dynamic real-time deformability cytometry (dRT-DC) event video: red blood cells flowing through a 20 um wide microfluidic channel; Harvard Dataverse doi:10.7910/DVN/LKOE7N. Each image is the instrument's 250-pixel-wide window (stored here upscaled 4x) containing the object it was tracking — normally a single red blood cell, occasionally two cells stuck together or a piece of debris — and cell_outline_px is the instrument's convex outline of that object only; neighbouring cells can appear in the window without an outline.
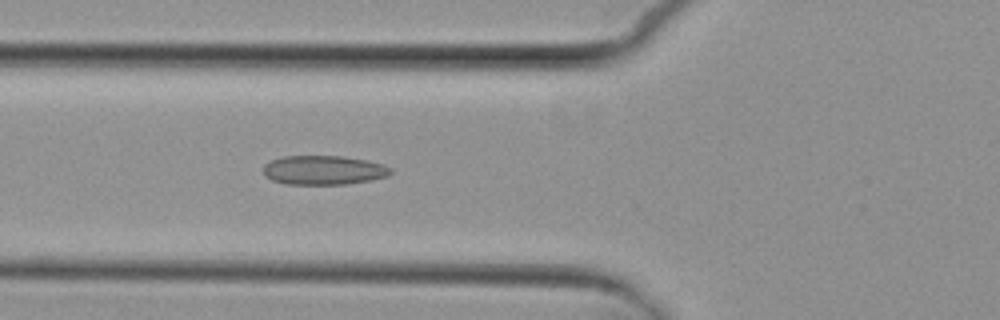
{"species": "common noctule bat (a hibernating species)", "species_latin": "Nyctalus noctula", "temperature_condition": "cold", "stored_images_in_passage": 5, "camera_frame_rate_fps": 3000, "um_per_image_px": 0.085, "animal": {"sex": "female", "body_mass_g": 29.2, "forearm_length_mm": 56.3}, "frame": {"image": 1, "passage_image": 5, "time_ms": 4.667, "image_size_px": [1000, 320], "cell_outline_px": [[392, 172], [388, 176], [348, 184], [284, 184], [272, 180], [264, 176], [264, 164], [272, 160], [284, 156], [340, 156], [364, 160], [384, 164], [392, 168]], "centroid_in_image_um": [27.5, 14.46], "position_along_channel_um": 98.3, "area_um2": 21.62}}